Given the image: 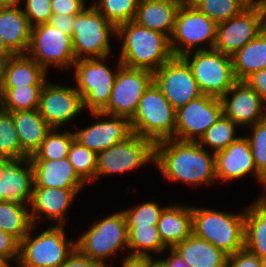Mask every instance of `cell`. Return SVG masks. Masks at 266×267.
Wrapping results in <instances>:
<instances>
[{
    "label": "cell",
    "instance_id": "46",
    "mask_svg": "<svg viewBox=\"0 0 266 267\" xmlns=\"http://www.w3.org/2000/svg\"><path fill=\"white\" fill-rule=\"evenodd\" d=\"M85 5V0H51L53 14H78Z\"/></svg>",
    "mask_w": 266,
    "mask_h": 267
},
{
    "label": "cell",
    "instance_id": "40",
    "mask_svg": "<svg viewBox=\"0 0 266 267\" xmlns=\"http://www.w3.org/2000/svg\"><path fill=\"white\" fill-rule=\"evenodd\" d=\"M93 6L116 27L135 19L139 0H98Z\"/></svg>",
    "mask_w": 266,
    "mask_h": 267
},
{
    "label": "cell",
    "instance_id": "41",
    "mask_svg": "<svg viewBox=\"0 0 266 267\" xmlns=\"http://www.w3.org/2000/svg\"><path fill=\"white\" fill-rule=\"evenodd\" d=\"M165 207H160L155 201H147L138 207L123 210L127 226L157 225Z\"/></svg>",
    "mask_w": 266,
    "mask_h": 267
},
{
    "label": "cell",
    "instance_id": "2",
    "mask_svg": "<svg viewBox=\"0 0 266 267\" xmlns=\"http://www.w3.org/2000/svg\"><path fill=\"white\" fill-rule=\"evenodd\" d=\"M118 38L123 40L119 61L123 66L152 72L173 57L170 39L157 31L129 21L117 26Z\"/></svg>",
    "mask_w": 266,
    "mask_h": 267
},
{
    "label": "cell",
    "instance_id": "24",
    "mask_svg": "<svg viewBox=\"0 0 266 267\" xmlns=\"http://www.w3.org/2000/svg\"><path fill=\"white\" fill-rule=\"evenodd\" d=\"M34 172V187L82 189L86 183L77 175L68 158L60 160H30Z\"/></svg>",
    "mask_w": 266,
    "mask_h": 267
},
{
    "label": "cell",
    "instance_id": "12",
    "mask_svg": "<svg viewBox=\"0 0 266 267\" xmlns=\"http://www.w3.org/2000/svg\"><path fill=\"white\" fill-rule=\"evenodd\" d=\"M155 161V144L144 137L132 134L125 141L97 154L95 181L101 175L124 173Z\"/></svg>",
    "mask_w": 266,
    "mask_h": 267
},
{
    "label": "cell",
    "instance_id": "29",
    "mask_svg": "<svg viewBox=\"0 0 266 267\" xmlns=\"http://www.w3.org/2000/svg\"><path fill=\"white\" fill-rule=\"evenodd\" d=\"M47 71L27 54H16L7 59L3 87L44 85Z\"/></svg>",
    "mask_w": 266,
    "mask_h": 267
},
{
    "label": "cell",
    "instance_id": "11",
    "mask_svg": "<svg viewBox=\"0 0 266 267\" xmlns=\"http://www.w3.org/2000/svg\"><path fill=\"white\" fill-rule=\"evenodd\" d=\"M266 27V4H250L240 14L217 24L214 50L232 57Z\"/></svg>",
    "mask_w": 266,
    "mask_h": 267
},
{
    "label": "cell",
    "instance_id": "44",
    "mask_svg": "<svg viewBox=\"0 0 266 267\" xmlns=\"http://www.w3.org/2000/svg\"><path fill=\"white\" fill-rule=\"evenodd\" d=\"M20 242L12 235L0 229V257L9 265L12 259L18 262Z\"/></svg>",
    "mask_w": 266,
    "mask_h": 267
},
{
    "label": "cell",
    "instance_id": "35",
    "mask_svg": "<svg viewBox=\"0 0 266 267\" xmlns=\"http://www.w3.org/2000/svg\"><path fill=\"white\" fill-rule=\"evenodd\" d=\"M190 4L219 24L237 16L251 3L248 0H192Z\"/></svg>",
    "mask_w": 266,
    "mask_h": 267
},
{
    "label": "cell",
    "instance_id": "8",
    "mask_svg": "<svg viewBox=\"0 0 266 267\" xmlns=\"http://www.w3.org/2000/svg\"><path fill=\"white\" fill-rule=\"evenodd\" d=\"M192 52L182 58L191 68L200 92L221 98L236 82L232 57L214 49Z\"/></svg>",
    "mask_w": 266,
    "mask_h": 267
},
{
    "label": "cell",
    "instance_id": "59",
    "mask_svg": "<svg viewBox=\"0 0 266 267\" xmlns=\"http://www.w3.org/2000/svg\"><path fill=\"white\" fill-rule=\"evenodd\" d=\"M3 111L2 91H0V113Z\"/></svg>",
    "mask_w": 266,
    "mask_h": 267
},
{
    "label": "cell",
    "instance_id": "50",
    "mask_svg": "<svg viewBox=\"0 0 266 267\" xmlns=\"http://www.w3.org/2000/svg\"><path fill=\"white\" fill-rule=\"evenodd\" d=\"M153 257L151 256H130L128 255L121 267H152Z\"/></svg>",
    "mask_w": 266,
    "mask_h": 267
},
{
    "label": "cell",
    "instance_id": "55",
    "mask_svg": "<svg viewBox=\"0 0 266 267\" xmlns=\"http://www.w3.org/2000/svg\"><path fill=\"white\" fill-rule=\"evenodd\" d=\"M152 267H167V265L159 258L154 259L153 257V265Z\"/></svg>",
    "mask_w": 266,
    "mask_h": 267
},
{
    "label": "cell",
    "instance_id": "42",
    "mask_svg": "<svg viewBox=\"0 0 266 267\" xmlns=\"http://www.w3.org/2000/svg\"><path fill=\"white\" fill-rule=\"evenodd\" d=\"M249 140L257 172L266 180V119L249 126Z\"/></svg>",
    "mask_w": 266,
    "mask_h": 267
},
{
    "label": "cell",
    "instance_id": "36",
    "mask_svg": "<svg viewBox=\"0 0 266 267\" xmlns=\"http://www.w3.org/2000/svg\"><path fill=\"white\" fill-rule=\"evenodd\" d=\"M56 131V128H52L47 133L40 147L29 157V160H60L67 158L70 145L75 139L74 132L58 133Z\"/></svg>",
    "mask_w": 266,
    "mask_h": 267
},
{
    "label": "cell",
    "instance_id": "14",
    "mask_svg": "<svg viewBox=\"0 0 266 267\" xmlns=\"http://www.w3.org/2000/svg\"><path fill=\"white\" fill-rule=\"evenodd\" d=\"M152 82V71L122 65L116 75L108 105L101 112L131 120L139 100Z\"/></svg>",
    "mask_w": 266,
    "mask_h": 267
},
{
    "label": "cell",
    "instance_id": "13",
    "mask_svg": "<svg viewBox=\"0 0 266 267\" xmlns=\"http://www.w3.org/2000/svg\"><path fill=\"white\" fill-rule=\"evenodd\" d=\"M46 71L47 67L71 68L76 61L72 37L50 23L32 27L30 44L26 53Z\"/></svg>",
    "mask_w": 266,
    "mask_h": 267
},
{
    "label": "cell",
    "instance_id": "58",
    "mask_svg": "<svg viewBox=\"0 0 266 267\" xmlns=\"http://www.w3.org/2000/svg\"><path fill=\"white\" fill-rule=\"evenodd\" d=\"M251 4L263 3L266 4V0H248Z\"/></svg>",
    "mask_w": 266,
    "mask_h": 267
},
{
    "label": "cell",
    "instance_id": "37",
    "mask_svg": "<svg viewBox=\"0 0 266 267\" xmlns=\"http://www.w3.org/2000/svg\"><path fill=\"white\" fill-rule=\"evenodd\" d=\"M237 124L223 114L218 120L204 133L198 141L199 145L205 149V146L212 148L213 153H217L227 148L232 142L236 141Z\"/></svg>",
    "mask_w": 266,
    "mask_h": 267
},
{
    "label": "cell",
    "instance_id": "20",
    "mask_svg": "<svg viewBox=\"0 0 266 267\" xmlns=\"http://www.w3.org/2000/svg\"><path fill=\"white\" fill-rule=\"evenodd\" d=\"M254 173L257 181L266 187V180L257 172L254 163L252 150L249 140L239 137L232 142L227 148L215 153V175L216 179L223 182L227 180L240 179L247 174Z\"/></svg>",
    "mask_w": 266,
    "mask_h": 267
},
{
    "label": "cell",
    "instance_id": "5",
    "mask_svg": "<svg viewBox=\"0 0 266 267\" xmlns=\"http://www.w3.org/2000/svg\"><path fill=\"white\" fill-rule=\"evenodd\" d=\"M28 234L20 241L18 267H59L75 250V241H68L63 226L50 224L35 238Z\"/></svg>",
    "mask_w": 266,
    "mask_h": 267
},
{
    "label": "cell",
    "instance_id": "26",
    "mask_svg": "<svg viewBox=\"0 0 266 267\" xmlns=\"http://www.w3.org/2000/svg\"><path fill=\"white\" fill-rule=\"evenodd\" d=\"M157 226L163 244L173 248L192 234V207L165 206Z\"/></svg>",
    "mask_w": 266,
    "mask_h": 267
},
{
    "label": "cell",
    "instance_id": "21",
    "mask_svg": "<svg viewBox=\"0 0 266 267\" xmlns=\"http://www.w3.org/2000/svg\"><path fill=\"white\" fill-rule=\"evenodd\" d=\"M33 187L34 172L29 158L10 159L0 171V195L6 201L29 205Z\"/></svg>",
    "mask_w": 266,
    "mask_h": 267
},
{
    "label": "cell",
    "instance_id": "57",
    "mask_svg": "<svg viewBox=\"0 0 266 267\" xmlns=\"http://www.w3.org/2000/svg\"><path fill=\"white\" fill-rule=\"evenodd\" d=\"M0 267H12L4 259L0 257Z\"/></svg>",
    "mask_w": 266,
    "mask_h": 267
},
{
    "label": "cell",
    "instance_id": "49",
    "mask_svg": "<svg viewBox=\"0 0 266 267\" xmlns=\"http://www.w3.org/2000/svg\"><path fill=\"white\" fill-rule=\"evenodd\" d=\"M59 267H103L99 262L81 254L76 248Z\"/></svg>",
    "mask_w": 266,
    "mask_h": 267
},
{
    "label": "cell",
    "instance_id": "1",
    "mask_svg": "<svg viewBox=\"0 0 266 267\" xmlns=\"http://www.w3.org/2000/svg\"><path fill=\"white\" fill-rule=\"evenodd\" d=\"M155 166L168 181L201 185L216 179L215 154L198 142L166 139L155 143Z\"/></svg>",
    "mask_w": 266,
    "mask_h": 267
},
{
    "label": "cell",
    "instance_id": "23",
    "mask_svg": "<svg viewBox=\"0 0 266 267\" xmlns=\"http://www.w3.org/2000/svg\"><path fill=\"white\" fill-rule=\"evenodd\" d=\"M183 2L184 0H139L133 21L170 39L178 9Z\"/></svg>",
    "mask_w": 266,
    "mask_h": 267
},
{
    "label": "cell",
    "instance_id": "62",
    "mask_svg": "<svg viewBox=\"0 0 266 267\" xmlns=\"http://www.w3.org/2000/svg\"><path fill=\"white\" fill-rule=\"evenodd\" d=\"M191 1H192V0H184V2H189V3H190Z\"/></svg>",
    "mask_w": 266,
    "mask_h": 267
},
{
    "label": "cell",
    "instance_id": "43",
    "mask_svg": "<svg viewBox=\"0 0 266 267\" xmlns=\"http://www.w3.org/2000/svg\"><path fill=\"white\" fill-rule=\"evenodd\" d=\"M23 12L32 27L49 23L52 13L51 0H24Z\"/></svg>",
    "mask_w": 266,
    "mask_h": 267
},
{
    "label": "cell",
    "instance_id": "61",
    "mask_svg": "<svg viewBox=\"0 0 266 267\" xmlns=\"http://www.w3.org/2000/svg\"><path fill=\"white\" fill-rule=\"evenodd\" d=\"M6 198L3 195H0V202H5Z\"/></svg>",
    "mask_w": 266,
    "mask_h": 267
},
{
    "label": "cell",
    "instance_id": "47",
    "mask_svg": "<svg viewBox=\"0 0 266 267\" xmlns=\"http://www.w3.org/2000/svg\"><path fill=\"white\" fill-rule=\"evenodd\" d=\"M76 14H52L49 23L64 34L73 36V24Z\"/></svg>",
    "mask_w": 266,
    "mask_h": 267
},
{
    "label": "cell",
    "instance_id": "45",
    "mask_svg": "<svg viewBox=\"0 0 266 267\" xmlns=\"http://www.w3.org/2000/svg\"><path fill=\"white\" fill-rule=\"evenodd\" d=\"M227 267H261V258L244 248L228 256Z\"/></svg>",
    "mask_w": 266,
    "mask_h": 267
},
{
    "label": "cell",
    "instance_id": "9",
    "mask_svg": "<svg viewBox=\"0 0 266 267\" xmlns=\"http://www.w3.org/2000/svg\"><path fill=\"white\" fill-rule=\"evenodd\" d=\"M105 59L107 57L78 59L73 65L76 90L83 99L84 109L90 113L101 112L108 105L116 75L122 66L118 59L117 70H112L103 63Z\"/></svg>",
    "mask_w": 266,
    "mask_h": 267
},
{
    "label": "cell",
    "instance_id": "31",
    "mask_svg": "<svg viewBox=\"0 0 266 267\" xmlns=\"http://www.w3.org/2000/svg\"><path fill=\"white\" fill-rule=\"evenodd\" d=\"M236 81H244L252 73L266 69V27L232 56Z\"/></svg>",
    "mask_w": 266,
    "mask_h": 267
},
{
    "label": "cell",
    "instance_id": "56",
    "mask_svg": "<svg viewBox=\"0 0 266 267\" xmlns=\"http://www.w3.org/2000/svg\"><path fill=\"white\" fill-rule=\"evenodd\" d=\"M9 160L10 159L8 157L0 155V171L4 168V166L7 164Z\"/></svg>",
    "mask_w": 266,
    "mask_h": 267
},
{
    "label": "cell",
    "instance_id": "28",
    "mask_svg": "<svg viewBox=\"0 0 266 267\" xmlns=\"http://www.w3.org/2000/svg\"><path fill=\"white\" fill-rule=\"evenodd\" d=\"M244 248L260 258L266 257V194L245 209Z\"/></svg>",
    "mask_w": 266,
    "mask_h": 267
},
{
    "label": "cell",
    "instance_id": "53",
    "mask_svg": "<svg viewBox=\"0 0 266 267\" xmlns=\"http://www.w3.org/2000/svg\"><path fill=\"white\" fill-rule=\"evenodd\" d=\"M6 62H7L6 58H0V91H2L3 87Z\"/></svg>",
    "mask_w": 266,
    "mask_h": 267
},
{
    "label": "cell",
    "instance_id": "4",
    "mask_svg": "<svg viewBox=\"0 0 266 267\" xmlns=\"http://www.w3.org/2000/svg\"><path fill=\"white\" fill-rule=\"evenodd\" d=\"M175 114L176 110L153 81L139 100L136 113L130 120L132 133L154 144L174 139Z\"/></svg>",
    "mask_w": 266,
    "mask_h": 267
},
{
    "label": "cell",
    "instance_id": "3",
    "mask_svg": "<svg viewBox=\"0 0 266 267\" xmlns=\"http://www.w3.org/2000/svg\"><path fill=\"white\" fill-rule=\"evenodd\" d=\"M245 209L233 214L192 207V233L227 255L244 249Z\"/></svg>",
    "mask_w": 266,
    "mask_h": 267
},
{
    "label": "cell",
    "instance_id": "7",
    "mask_svg": "<svg viewBox=\"0 0 266 267\" xmlns=\"http://www.w3.org/2000/svg\"><path fill=\"white\" fill-rule=\"evenodd\" d=\"M111 33V34H110ZM117 27L94 6L75 15L72 44L75 59L103 58L111 52L110 35L116 36Z\"/></svg>",
    "mask_w": 266,
    "mask_h": 267
},
{
    "label": "cell",
    "instance_id": "52",
    "mask_svg": "<svg viewBox=\"0 0 266 267\" xmlns=\"http://www.w3.org/2000/svg\"><path fill=\"white\" fill-rule=\"evenodd\" d=\"M14 54L7 48L2 37L0 36V58H10Z\"/></svg>",
    "mask_w": 266,
    "mask_h": 267
},
{
    "label": "cell",
    "instance_id": "19",
    "mask_svg": "<svg viewBox=\"0 0 266 267\" xmlns=\"http://www.w3.org/2000/svg\"><path fill=\"white\" fill-rule=\"evenodd\" d=\"M92 115L105 119L74 132V136L76 141L96 154L125 141L133 134L130 120L126 117L103 112H92Z\"/></svg>",
    "mask_w": 266,
    "mask_h": 267
},
{
    "label": "cell",
    "instance_id": "51",
    "mask_svg": "<svg viewBox=\"0 0 266 267\" xmlns=\"http://www.w3.org/2000/svg\"><path fill=\"white\" fill-rule=\"evenodd\" d=\"M169 250V258L167 257L166 259H161L167 265V267H191L172 248H169Z\"/></svg>",
    "mask_w": 266,
    "mask_h": 267
},
{
    "label": "cell",
    "instance_id": "16",
    "mask_svg": "<svg viewBox=\"0 0 266 267\" xmlns=\"http://www.w3.org/2000/svg\"><path fill=\"white\" fill-rule=\"evenodd\" d=\"M153 81L175 110L202 95L191 68L182 57L173 56L154 71Z\"/></svg>",
    "mask_w": 266,
    "mask_h": 267
},
{
    "label": "cell",
    "instance_id": "60",
    "mask_svg": "<svg viewBox=\"0 0 266 267\" xmlns=\"http://www.w3.org/2000/svg\"><path fill=\"white\" fill-rule=\"evenodd\" d=\"M261 267H266V257L261 258Z\"/></svg>",
    "mask_w": 266,
    "mask_h": 267
},
{
    "label": "cell",
    "instance_id": "25",
    "mask_svg": "<svg viewBox=\"0 0 266 267\" xmlns=\"http://www.w3.org/2000/svg\"><path fill=\"white\" fill-rule=\"evenodd\" d=\"M32 33L22 7H0V36L14 54H26Z\"/></svg>",
    "mask_w": 266,
    "mask_h": 267
},
{
    "label": "cell",
    "instance_id": "34",
    "mask_svg": "<svg viewBox=\"0 0 266 267\" xmlns=\"http://www.w3.org/2000/svg\"><path fill=\"white\" fill-rule=\"evenodd\" d=\"M43 86L2 87L3 111L10 113L38 109Z\"/></svg>",
    "mask_w": 266,
    "mask_h": 267
},
{
    "label": "cell",
    "instance_id": "17",
    "mask_svg": "<svg viewBox=\"0 0 266 267\" xmlns=\"http://www.w3.org/2000/svg\"><path fill=\"white\" fill-rule=\"evenodd\" d=\"M83 109V99L76 88L45 82L40 93L38 110L51 128L59 129Z\"/></svg>",
    "mask_w": 266,
    "mask_h": 267
},
{
    "label": "cell",
    "instance_id": "32",
    "mask_svg": "<svg viewBox=\"0 0 266 267\" xmlns=\"http://www.w3.org/2000/svg\"><path fill=\"white\" fill-rule=\"evenodd\" d=\"M27 206L29 205L11 201L0 202V229L14 236L19 242L33 225Z\"/></svg>",
    "mask_w": 266,
    "mask_h": 267
},
{
    "label": "cell",
    "instance_id": "30",
    "mask_svg": "<svg viewBox=\"0 0 266 267\" xmlns=\"http://www.w3.org/2000/svg\"><path fill=\"white\" fill-rule=\"evenodd\" d=\"M10 113L13 116L21 148L29 156L33 155L52 128L40 115L38 109Z\"/></svg>",
    "mask_w": 266,
    "mask_h": 267
},
{
    "label": "cell",
    "instance_id": "39",
    "mask_svg": "<svg viewBox=\"0 0 266 267\" xmlns=\"http://www.w3.org/2000/svg\"><path fill=\"white\" fill-rule=\"evenodd\" d=\"M0 155L9 159L29 158L21 148L18 133L11 113H0Z\"/></svg>",
    "mask_w": 266,
    "mask_h": 267
},
{
    "label": "cell",
    "instance_id": "15",
    "mask_svg": "<svg viewBox=\"0 0 266 267\" xmlns=\"http://www.w3.org/2000/svg\"><path fill=\"white\" fill-rule=\"evenodd\" d=\"M222 114L220 98L200 95L176 110L174 139L198 142Z\"/></svg>",
    "mask_w": 266,
    "mask_h": 267
},
{
    "label": "cell",
    "instance_id": "54",
    "mask_svg": "<svg viewBox=\"0 0 266 267\" xmlns=\"http://www.w3.org/2000/svg\"><path fill=\"white\" fill-rule=\"evenodd\" d=\"M21 0H0V7H19Z\"/></svg>",
    "mask_w": 266,
    "mask_h": 267
},
{
    "label": "cell",
    "instance_id": "10",
    "mask_svg": "<svg viewBox=\"0 0 266 267\" xmlns=\"http://www.w3.org/2000/svg\"><path fill=\"white\" fill-rule=\"evenodd\" d=\"M217 24L205 14L199 12L189 2H183L178 9L173 33L170 37V48L173 56L183 55L197 50L213 49L216 42ZM209 47H198L202 43ZM196 46V48H194Z\"/></svg>",
    "mask_w": 266,
    "mask_h": 267
},
{
    "label": "cell",
    "instance_id": "18",
    "mask_svg": "<svg viewBox=\"0 0 266 267\" xmlns=\"http://www.w3.org/2000/svg\"><path fill=\"white\" fill-rule=\"evenodd\" d=\"M220 101L223 115L238 127L252 126L266 119L265 102L245 81H236Z\"/></svg>",
    "mask_w": 266,
    "mask_h": 267
},
{
    "label": "cell",
    "instance_id": "22",
    "mask_svg": "<svg viewBox=\"0 0 266 267\" xmlns=\"http://www.w3.org/2000/svg\"><path fill=\"white\" fill-rule=\"evenodd\" d=\"M82 189H61L52 187H33L30 202V218L35 225L37 217L43 215L50 220H55L57 226L65 224L66 214L71 202Z\"/></svg>",
    "mask_w": 266,
    "mask_h": 267
},
{
    "label": "cell",
    "instance_id": "38",
    "mask_svg": "<svg viewBox=\"0 0 266 267\" xmlns=\"http://www.w3.org/2000/svg\"><path fill=\"white\" fill-rule=\"evenodd\" d=\"M77 175L85 182H95L97 170V154L81 145L75 139L72 141L67 155Z\"/></svg>",
    "mask_w": 266,
    "mask_h": 267
},
{
    "label": "cell",
    "instance_id": "27",
    "mask_svg": "<svg viewBox=\"0 0 266 267\" xmlns=\"http://www.w3.org/2000/svg\"><path fill=\"white\" fill-rule=\"evenodd\" d=\"M172 249L191 267H227L229 255L193 233Z\"/></svg>",
    "mask_w": 266,
    "mask_h": 267
},
{
    "label": "cell",
    "instance_id": "48",
    "mask_svg": "<svg viewBox=\"0 0 266 267\" xmlns=\"http://www.w3.org/2000/svg\"><path fill=\"white\" fill-rule=\"evenodd\" d=\"M266 104V69L252 73L244 80Z\"/></svg>",
    "mask_w": 266,
    "mask_h": 267
},
{
    "label": "cell",
    "instance_id": "33",
    "mask_svg": "<svg viewBox=\"0 0 266 267\" xmlns=\"http://www.w3.org/2000/svg\"><path fill=\"white\" fill-rule=\"evenodd\" d=\"M130 256H151L150 251L162 253L167 247L160 238L157 225L127 226Z\"/></svg>",
    "mask_w": 266,
    "mask_h": 267
},
{
    "label": "cell",
    "instance_id": "6",
    "mask_svg": "<svg viewBox=\"0 0 266 267\" xmlns=\"http://www.w3.org/2000/svg\"><path fill=\"white\" fill-rule=\"evenodd\" d=\"M91 226L79 236L78 240H75V247L81 254L99 262L103 267H108L105 259L118 254L120 249H128L125 215L122 211H118L94 222Z\"/></svg>",
    "mask_w": 266,
    "mask_h": 267
}]
</instances>
